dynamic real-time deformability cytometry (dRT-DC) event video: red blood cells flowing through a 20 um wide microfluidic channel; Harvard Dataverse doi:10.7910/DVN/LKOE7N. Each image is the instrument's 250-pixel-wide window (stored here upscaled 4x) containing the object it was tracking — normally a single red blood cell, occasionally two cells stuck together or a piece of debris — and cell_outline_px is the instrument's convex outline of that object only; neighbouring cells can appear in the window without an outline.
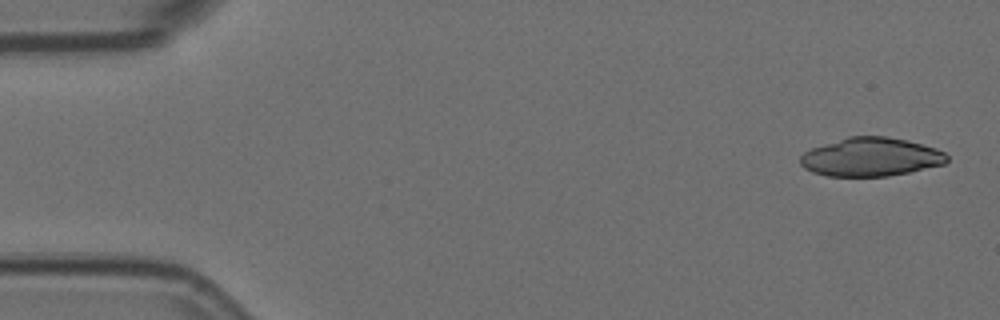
{"species": "Egyptian fruit bat (a non-hibernating species)", "species_latin": "Rousettus aegyptiacus", "temperature_condition": "room temperature", "stored_images_in_passage": 34, "camera_frame_rate_fps": 3000, "um_per_image_px": 0.085, "animal": {"sex": "female"}, "frame": {"image": 1, "passage_image": 2, "time_ms": 0.333, "image_size_px": [1000, 320], "cell_outline_px": [[948, 160], [944, 164], [908, 172], [888, 176], [828, 176], [812, 172], [804, 168], [800, 164], [800, 156], [804, 152], [812, 148], [848, 136], [888, 136], [908, 140], [936, 148], [944, 152], [948, 156]], "centroid_in_image_um": [74.02, 13.34], "position_along_channel_um": 11.0, "area_um2": 33.0}}